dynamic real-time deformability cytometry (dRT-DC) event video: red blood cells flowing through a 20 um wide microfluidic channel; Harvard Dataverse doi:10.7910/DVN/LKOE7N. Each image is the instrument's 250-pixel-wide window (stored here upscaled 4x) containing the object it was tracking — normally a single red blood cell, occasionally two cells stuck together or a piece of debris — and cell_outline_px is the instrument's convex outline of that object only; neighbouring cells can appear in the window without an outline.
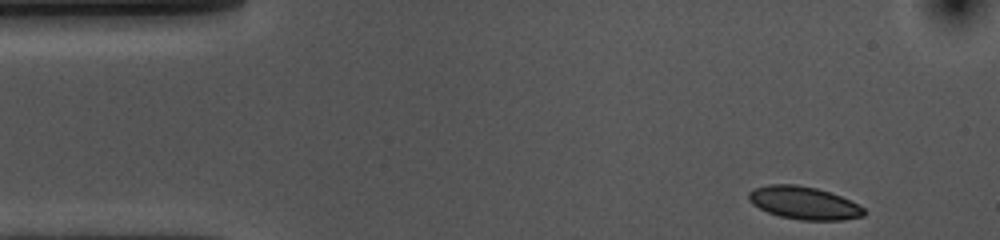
{"species": "common noctule bat (a hibernating species)", "species_latin": "Nyctalus noctula", "temperature_condition": "cold", "stored_images_in_passage": 42, "camera_frame_rate_fps": 3000, "um_per_image_px": 0.085, "animal": {"sex": "female", "body_mass_g": 10.0, "forearm_length_mm": 53.1}, "frame": {"image": 1, "passage_image": 1, "time_ms": 0.0, "image_size_px": [1000, 240], "cell_outline_px": [[864, 216], [844, 220], [804, 220], [780, 216], [768, 212], [752, 204], [748, 200], [748, 192], [752, 188], [768, 184], [796, 184], [816, 188], [840, 196], [864, 208]], "centroid_in_image_um": [68.28, 17.24], "position_along_channel_um": 16.7, "area_um2": 21.91}}
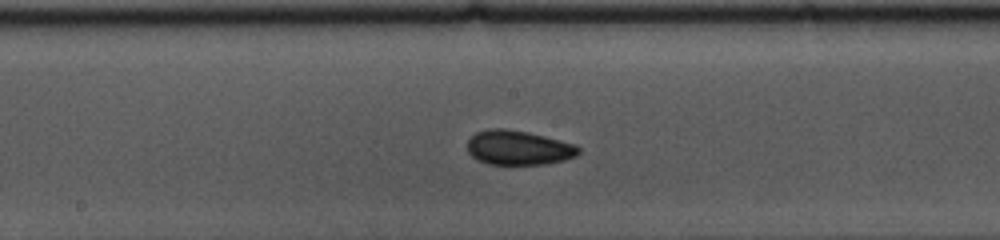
{"frame": {"image": 2, "passage_image": 23, "time_ms": 7.333, "image_size_px": [1000, 240], "cell_outline_px": [[580, 152], [576, 156], [564, 160], [548, 164], [488, 164], [476, 160], [468, 152], [468, 140], [476, 132], [488, 128], [504, 128], [528, 132], [576, 144], [580, 148]], "centroid_in_image_um": [44.07, 12.55], "position_along_channel_um": 204.1, "area_um2": 22.48}}
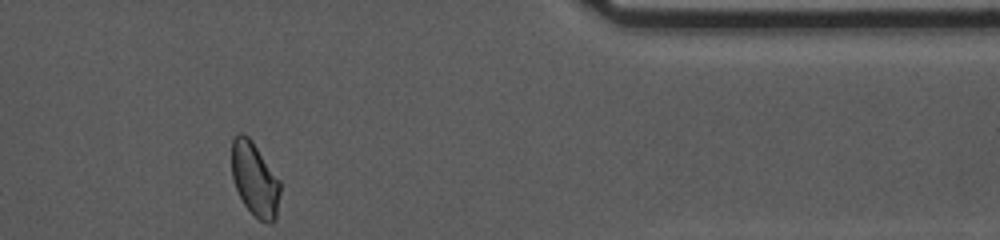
{"frame": {"image": 3, "passage_image": 41, "time_ms": 13.333, "image_size_px": [1000, 240], "cell_outline_px": [[280, 192], [276, 220], [272, 224], [268, 224], [260, 220], [244, 204], [236, 188], [232, 176], [232, 136], [236, 132], [240, 132], [248, 136], [252, 140], [280, 180]], "centroid_in_image_um": [21.66, 15.22], "position_along_channel_um": 389.7, "area_um2": 20.98}, "authors_computed_cell_mechanics": {"area_um2": 21.964, "velocity_mm_per_s": 3.5757, "shape_relaxation_time_tau1_ms": 3.3972, "shape_relaxation_time_tau2_ms": 3.0398, "deformation_change_tau1": 0.0609, "deformation_change_tau2": 0.0607}}